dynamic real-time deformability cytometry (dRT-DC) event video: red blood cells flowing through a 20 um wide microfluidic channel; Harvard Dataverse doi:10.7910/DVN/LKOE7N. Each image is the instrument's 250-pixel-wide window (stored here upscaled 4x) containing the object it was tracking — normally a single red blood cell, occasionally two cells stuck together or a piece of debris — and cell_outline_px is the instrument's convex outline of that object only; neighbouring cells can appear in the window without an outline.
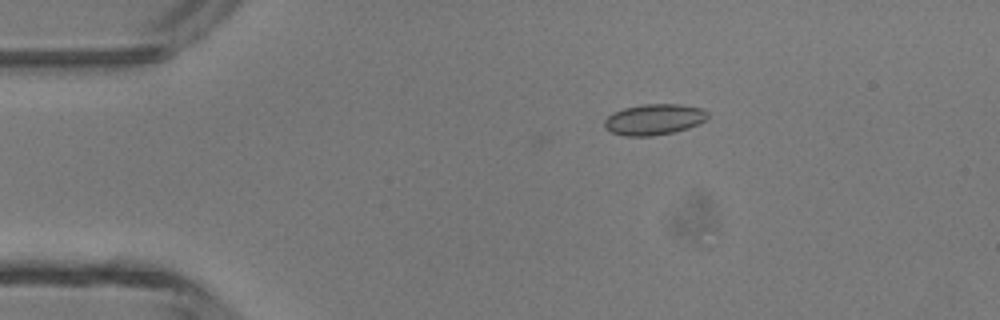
{"species": "common noctule bat (a hibernating species)", "species_latin": "Nyctalus noctula", "temperature_condition": "room temperature", "stored_images_in_passage": 4, "camera_frame_rate_fps": 3000, "um_per_image_px": 0.085, "animal": {"sex": "male", "body_mass_g": 13.3}, "frame": {"image": 1, "passage_image": 1, "time_ms": 0.0, "image_size_px": [1000, 320], "cell_outline_px": [[708, 116], [704, 120], [688, 128], [672, 132], [652, 136], [624, 136], [612, 132], [604, 128], [604, 120], [612, 112], [624, 108], [644, 104], [680, 104], [704, 108], [708, 112]], "centroid_in_image_um": [55.57, 10.14], "position_along_channel_um": 29.4, "area_um2": 18.61}}